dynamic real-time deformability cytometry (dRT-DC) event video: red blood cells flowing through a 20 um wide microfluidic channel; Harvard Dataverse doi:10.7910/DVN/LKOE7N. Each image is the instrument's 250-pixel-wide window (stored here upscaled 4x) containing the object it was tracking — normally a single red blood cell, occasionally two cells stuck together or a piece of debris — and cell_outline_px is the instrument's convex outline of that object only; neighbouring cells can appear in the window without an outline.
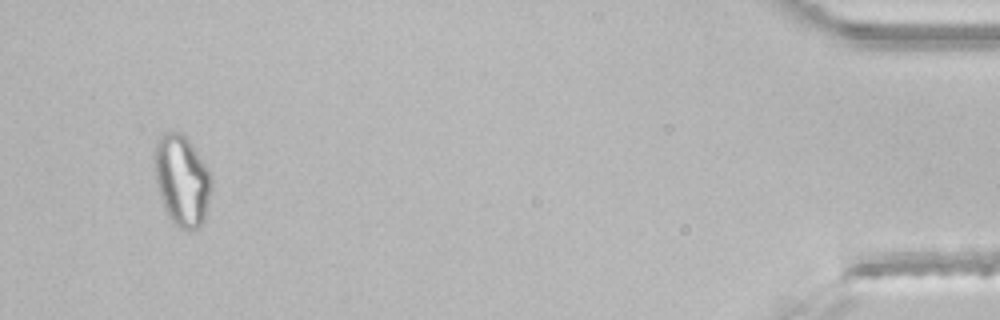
{"species": "common noctule bat (a hibernating species)", "species_latin": "Nyctalus noctula", "temperature_condition": "room temperature", "stored_images_in_passage": 47, "segment_of_instrument_passage": [2, 2], "camera_frame_rate_fps": 3000, "um_per_image_px": 0.085, "animal": {"sex": "male", "body_mass_g": 21.5, "forearm_length_mm": 52.0}, "frame": {"image": 1, "passage_image": 45, "time_ms": 14.667, "image_size_px": [1000, 320], "cell_outline_px": [[212, 188], [204, 220], [196, 228], [188, 232], [180, 228], [168, 216], [160, 200], [156, 184], [156, 140], [160, 136], [168, 132], [180, 132], [188, 140], [204, 164], [212, 180]], "centroid_in_image_um": [15.46, 15.38], "position_along_channel_um": 419.7, "area_um2": 29.59}}